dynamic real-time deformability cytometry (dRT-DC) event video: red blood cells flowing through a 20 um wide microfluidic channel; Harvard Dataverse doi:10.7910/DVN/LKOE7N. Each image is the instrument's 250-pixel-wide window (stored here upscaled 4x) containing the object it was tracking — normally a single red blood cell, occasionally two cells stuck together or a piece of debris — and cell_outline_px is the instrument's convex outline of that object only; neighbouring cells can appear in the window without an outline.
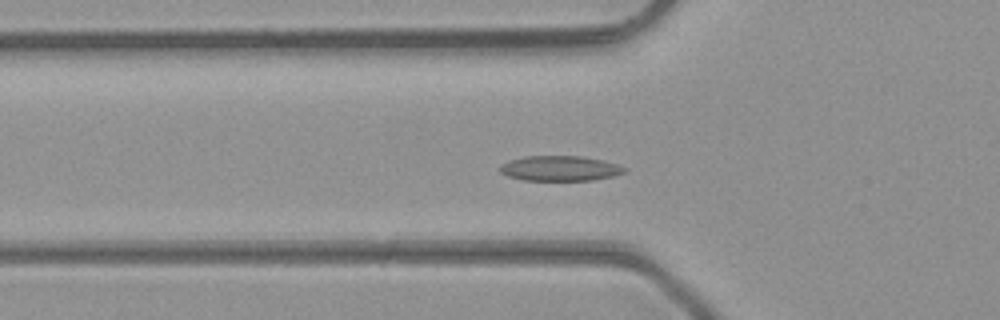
{"species": "common noctule bat (a hibernating species)", "species_latin": "Nyctalus noctula", "temperature_condition": "room temperature", "stored_images_in_passage": 36, "camera_frame_rate_fps": 3000, "um_per_image_px": 0.085, "animal": {"sex": "male", "body_mass_g": 23.1, "forearm_length_mm": 52.7}, "frame": {"image": 1, "passage_image": 16, "time_ms": 5.0, "image_size_px": [1000, 320], "cell_outline_px": [[628, 172], [612, 176], [592, 180], [524, 180], [508, 176], [500, 172], [500, 164], [508, 160], [524, 156], [580, 156], [604, 160], [628, 168]], "centroid_in_image_um": [47.61, 14.3], "position_along_channel_um": 78.2, "area_um2": 18.32}}
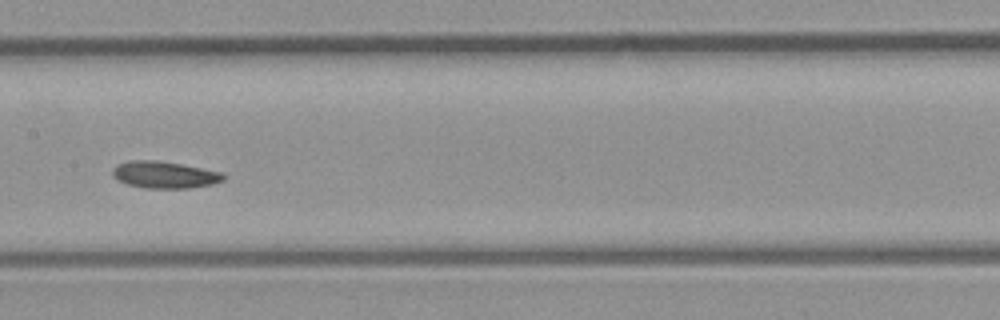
{"frame": {"image": 2, "passage_image": 24, "time_ms": 7.667, "image_size_px": [1000, 320], "cell_outline_px": [[224, 180], [212, 184], [188, 188], [144, 188], [128, 184], [116, 180], [112, 176], [112, 168], [116, 164], [128, 160], [160, 160], [224, 172]], "centroid_in_image_um": [13.95, 14.84], "position_along_channel_um": 193.5, "area_um2": 17.63}}
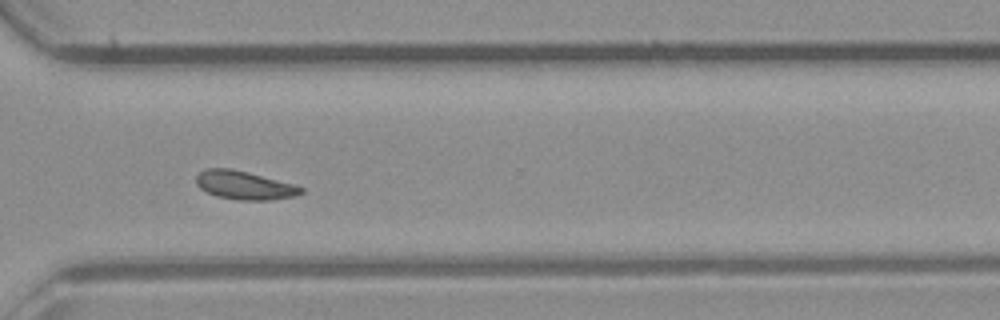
{"frame": {"image": 3, "passage_image": 35, "time_ms": 11.333, "image_size_px": [1000, 320], "cell_outline_px": [[304, 192], [296, 196], [272, 200], [236, 200], [216, 196], [200, 188], [196, 184], [196, 176], [204, 168], [228, 168], [248, 172], [292, 184], [304, 188]], "centroid_in_image_um": [20.76, 15.75], "position_along_channel_um": 349.8, "area_um2": 17.4}}